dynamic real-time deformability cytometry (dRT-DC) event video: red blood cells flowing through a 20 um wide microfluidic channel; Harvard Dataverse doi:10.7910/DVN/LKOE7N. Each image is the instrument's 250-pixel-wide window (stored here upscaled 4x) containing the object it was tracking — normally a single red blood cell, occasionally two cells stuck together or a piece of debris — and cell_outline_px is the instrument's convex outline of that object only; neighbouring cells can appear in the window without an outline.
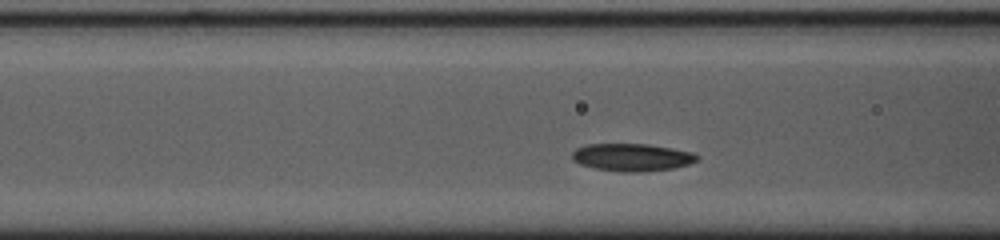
{"species": "common noctule bat (a hibernating species)", "species_latin": "Nyctalus noctula", "temperature_condition": "cold", "stored_images_in_passage": 32, "camera_frame_rate_fps": 3000, "um_per_image_px": 0.085, "animal": {"sex": "female", "body_mass_g": 23.0, "forearm_length_mm": 53.4}, "frame": {"image": 1, "passage_image": 9, "time_ms": 2.667, "image_size_px": [1000, 240], "cell_outline_px": [[700, 160], [688, 164], [672, 168], [644, 172], [620, 172], [596, 168], [580, 164], [572, 160], [572, 152], [576, 148], [588, 144], [648, 144], [672, 148], [692, 152], [700, 156]], "centroid_in_image_um": [53.73, 13.37], "position_along_channel_um": 112.9, "area_um2": 20.17}}
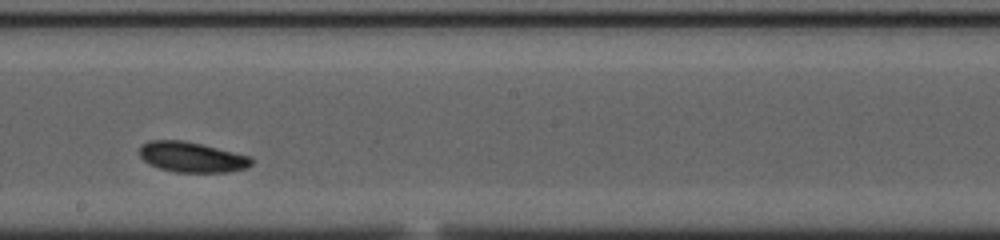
{"frame": {"image": 2, "passage_image": 19, "time_ms": 6.0, "image_size_px": [1000, 240], "cell_outline_px": [[252, 164], [248, 168], [228, 172], [176, 172], [160, 168], [148, 164], [140, 156], [140, 144], [148, 140], [184, 140], [252, 156]], "centroid_in_image_um": [16.31, 13.35], "position_along_channel_um": 231.9, "area_um2": 19.94}}
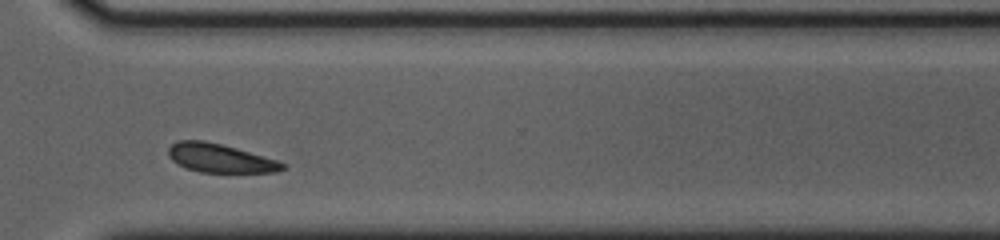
{"frame": {"image": 3, "passage_image": 29, "time_ms": 9.333, "image_size_px": [1000, 240], "cell_outline_px": [[284, 168], [276, 172], [200, 172], [188, 168], [172, 160], [168, 156], [168, 148], [176, 140], [204, 140], [236, 148], [276, 160], [284, 164]], "centroid_in_image_um": [18.65, 13.43], "position_along_channel_um": 351.9, "area_um2": 18.73}, "authors_computed_cell_mechanics": {"area_um2": 19.8254, "velocity_mm_per_s": 3.5814, "shape_relaxation_time_tau1_ms": 2.1151, "shape_relaxation_time_tau2_ms": null, "deformation_change_tau1": 0.1068, "deformation_change_tau2": null}}